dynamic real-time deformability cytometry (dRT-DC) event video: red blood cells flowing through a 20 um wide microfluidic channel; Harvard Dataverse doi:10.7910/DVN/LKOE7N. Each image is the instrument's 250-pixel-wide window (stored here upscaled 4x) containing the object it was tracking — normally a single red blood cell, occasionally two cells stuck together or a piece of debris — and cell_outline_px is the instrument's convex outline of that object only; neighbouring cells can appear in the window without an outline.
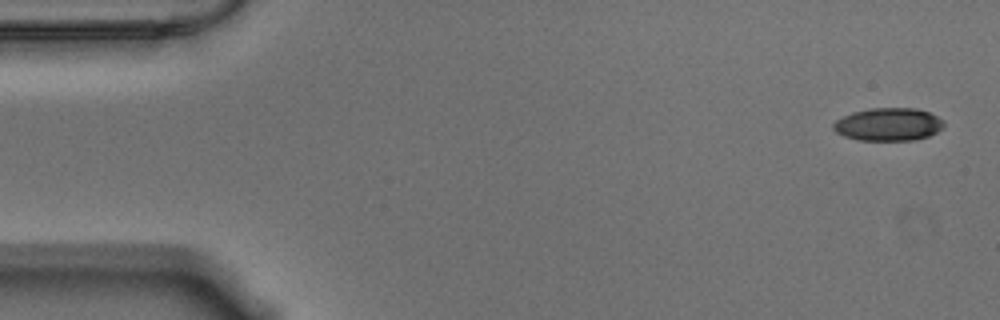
{"species": "Egyptian fruit bat (a non-hibernating species)", "species_latin": "Rousettus aegyptiacus", "temperature_condition": "warm", "stored_images_in_passage": 55, "camera_frame_rate_fps": 3000, "um_per_image_px": 0.085, "animal": {"sex": "male"}, "frame": {"image": 1, "passage_image": 1, "time_ms": 0.0, "image_size_px": [1000, 320], "cell_outline_px": [[944, 128], [928, 136], [916, 140], [860, 140], [844, 136], [836, 132], [832, 128], [832, 124], [836, 120], [852, 112], [872, 108], [916, 108], [928, 112], [944, 120]], "centroid_in_image_um": [75.52, 10.57], "position_along_channel_um": 9.5, "area_um2": 21.21}}
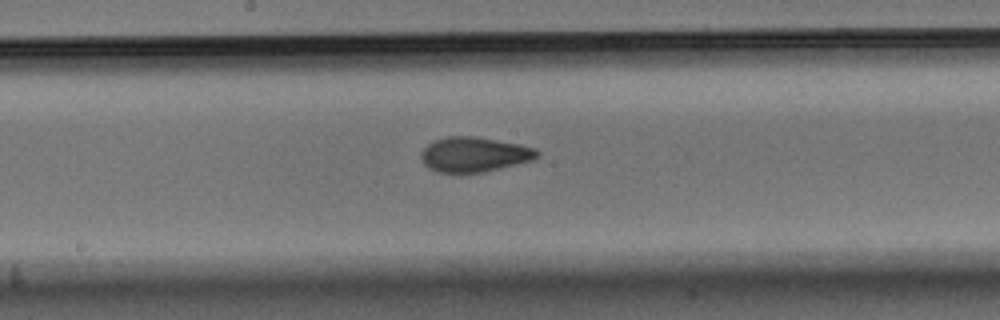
{"frame": {"image": 2, "passage_image": 28, "time_ms": 9.0, "image_size_px": [1000, 320], "cell_outline_px": [[540, 156], [532, 160], [484, 172], [436, 172], [428, 168], [424, 164], [420, 156], [420, 152], [432, 140], [448, 136], [476, 136], [520, 144], [536, 148], [540, 152]], "centroid_in_image_um": [40.3, 13.11], "position_along_channel_um": 207.9, "area_um2": 23.76}}
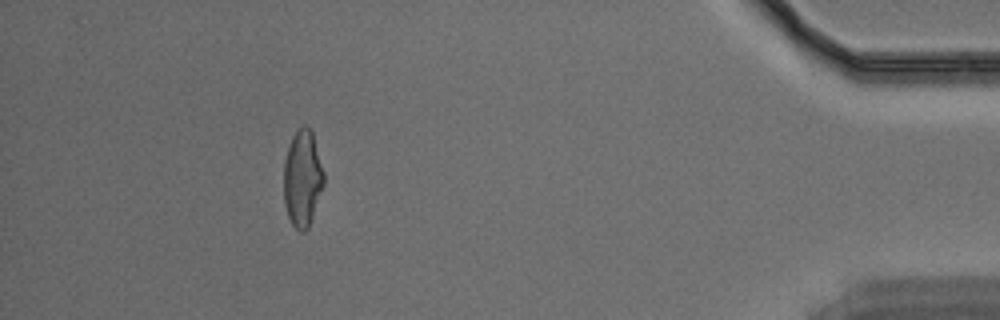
{"frame": {"image": 3, "passage_image": 50, "time_ms": 16.333, "image_size_px": [1000, 320], "cell_outline_px": [[324, 184], [308, 228], [304, 232], [300, 232], [292, 224], [288, 216], [284, 204], [284, 160], [292, 136], [304, 124], [308, 124], [312, 132], [324, 172]], "centroid_in_image_um": [25.71, 15.16], "position_along_channel_um": 409.5, "area_um2": 22.48}, "authors_computed_cell_mechanics": {"area_um2": 22.7732, "velocity_mm_per_s": 3.5498, "shape_relaxation_time_tau1_ms": 10.7629, "shape_relaxation_time_tau2_ms": 2.0926, "deformation_change_tau1": 0.252, "deformation_change_tau2": 0.0906}}